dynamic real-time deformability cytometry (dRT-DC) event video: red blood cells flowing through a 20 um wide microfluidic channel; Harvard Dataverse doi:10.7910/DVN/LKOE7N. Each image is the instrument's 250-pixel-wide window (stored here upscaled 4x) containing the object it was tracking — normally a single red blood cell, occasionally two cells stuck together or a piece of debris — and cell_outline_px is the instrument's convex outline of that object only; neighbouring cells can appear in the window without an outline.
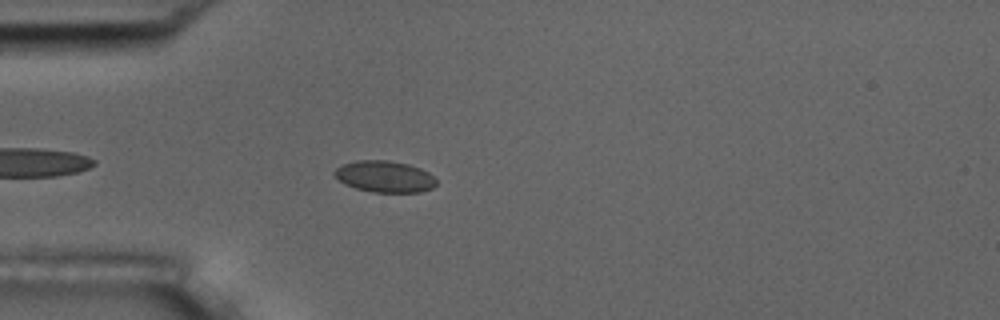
{"species": "common noctule bat (a hibernating species)", "species_latin": "Nyctalus noctula", "temperature_condition": "room temperature", "stored_images_in_passage": 4, "camera_frame_rate_fps": 3000, "um_per_image_px": 0.085, "animal": {"sex": "male", "body_mass_g": 17.5, "forearm_length_mm": 52.3}, "frame": {"image": 1, "passage_image": 4, "time_ms": 3.333, "image_size_px": [1000, 320], "cell_outline_px": [[436, 184], [432, 188], [420, 192], [372, 192], [356, 188], [344, 184], [332, 172], [336, 168], [344, 164], [356, 160], [388, 160], [408, 164], [420, 168], [428, 172], [436, 180]], "centroid_in_image_um": [32.69, 15.0], "position_along_channel_um": 52.3, "area_um2": 18.61}}